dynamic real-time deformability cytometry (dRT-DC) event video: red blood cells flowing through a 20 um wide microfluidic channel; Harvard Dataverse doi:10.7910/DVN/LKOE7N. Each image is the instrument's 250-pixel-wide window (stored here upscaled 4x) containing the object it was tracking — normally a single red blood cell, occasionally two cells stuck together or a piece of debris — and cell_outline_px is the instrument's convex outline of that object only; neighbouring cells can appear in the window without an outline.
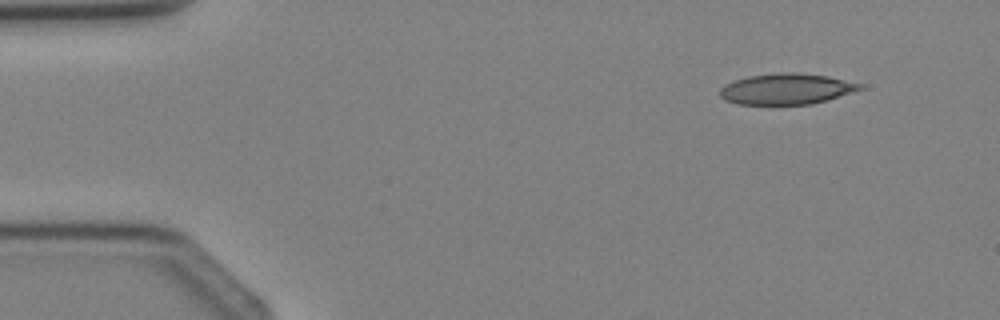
{"species": "Egyptian fruit bat (a non-hibernating species)", "species_latin": "Rousettus aegyptiacus", "temperature_condition": "cold", "stored_images_in_passage": 3, "camera_frame_rate_fps": 3000, "um_per_image_px": 0.085, "animal": {"sex": "female"}, "frame": {"image": 1, "passage_image": 1, "time_ms": 0.0, "image_size_px": [1000, 320], "cell_outline_px": [[864, 88], [828, 100], [808, 104], [736, 104], [724, 100], [720, 96], [720, 88], [724, 84], [732, 80], [748, 76], [780, 72], [796, 72], [828, 76], [860, 84]], "centroid_in_image_um": [66.79, 7.55], "position_along_channel_um": 18.2, "area_um2": 25.2}}
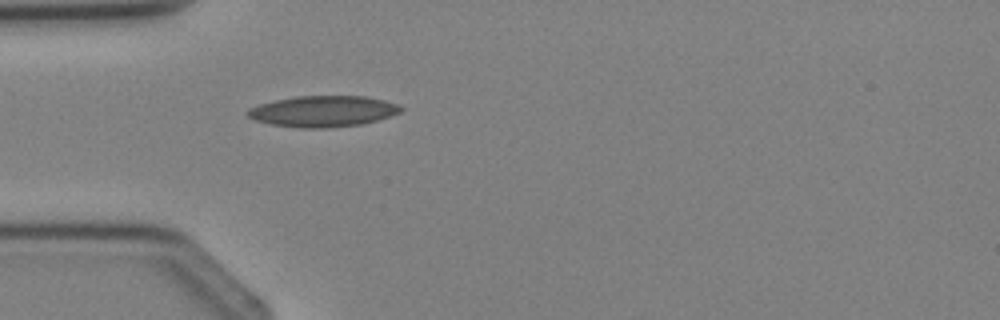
{"frame": {"image": 2, "passage_image": 3, "time_ms": 2.333, "image_size_px": [1000, 320], "cell_outline_px": [[404, 108], [400, 112], [392, 116], [360, 124], [328, 128], [296, 128], [272, 124], [256, 120], [248, 116], [244, 112], [248, 108], [260, 104], [276, 100], [296, 96], [368, 96], [384, 100], [396, 104]], "centroid_in_image_um": [27.45, 9.46], "position_along_channel_um": 57.5, "area_um2": 27.74}}